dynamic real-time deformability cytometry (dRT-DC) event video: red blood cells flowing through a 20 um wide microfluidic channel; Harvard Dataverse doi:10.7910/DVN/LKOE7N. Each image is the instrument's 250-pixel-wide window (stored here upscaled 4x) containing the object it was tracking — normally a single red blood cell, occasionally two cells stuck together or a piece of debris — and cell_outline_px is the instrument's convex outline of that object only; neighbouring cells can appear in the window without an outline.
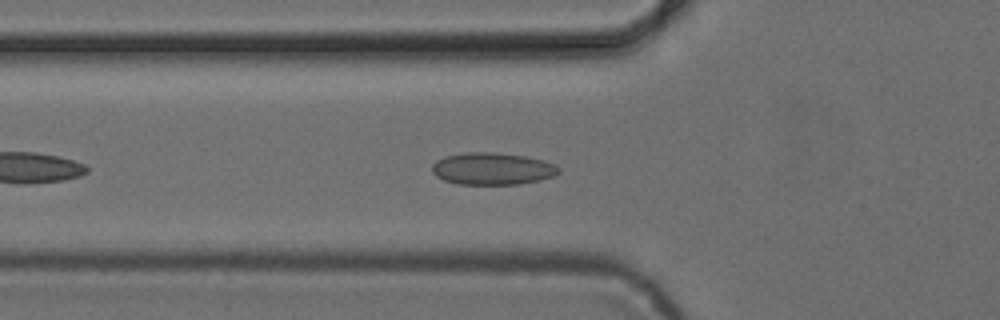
{"species": "common noctule bat (a hibernating species)", "species_latin": "Nyctalus noctula", "temperature_condition": "cold", "stored_images_in_passage": 41, "camera_frame_rate_fps": 3000, "um_per_image_px": 0.085, "animal": {"sex": "female", "body_mass_g": 24.6, "forearm_length_mm": 56.2}, "frame": {"image": 1, "passage_image": 7, "time_ms": 2.0, "image_size_px": [1000, 320], "cell_outline_px": [[560, 172], [552, 176], [540, 180], [516, 184], [460, 184], [444, 180], [436, 176], [432, 172], [432, 164], [436, 160], [444, 156], [464, 152], [492, 152], [524, 156], [544, 160], [556, 164], [560, 168]], "centroid_in_image_um": [41.84, 14.33], "position_along_channel_um": 84.0, "area_um2": 23.76}}
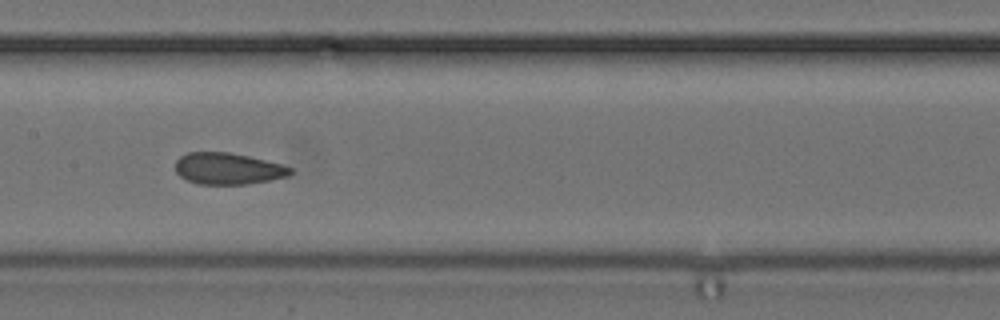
{"frame": {"image": 2, "passage_image": 15, "time_ms": 4.667, "image_size_px": [1000, 320], "cell_outline_px": [[292, 172], [288, 176], [268, 180], [244, 184], [200, 184], [188, 180], [180, 176], [176, 172], [176, 160], [180, 156], [188, 152], [228, 152], [248, 156], [284, 164], [292, 168]], "centroid_in_image_um": [19.38, 14.32], "position_along_channel_um": 188.0, "area_um2": 21.04}}
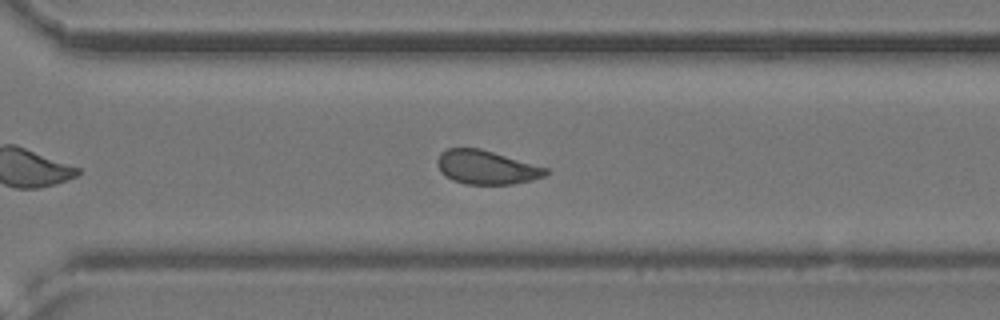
{"frame": {"image": 3, "passage_image": 26, "time_ms": 8.333, "image_size_px": [1000, 320], "cell_outline_px": [[548, 172], [544, 176], [532, 180], [512, 184], [464, 184], [452, 180], [444, 176], [440, 172], [436, 164], [436, 160], [440, 152], [448, 148], [480, 148], [548, 168]], "centroid_in_image_um": [41.29, 14.22], "position_along_channel_um": 329.3, "area_um2": 21.5}, "authors_computed_cell_mechanics": {"area_um2": 21.675, "velocity_mm_per_s": 3.8718, "shape_relaxation_time_tau1_ms": null, "shape_relaxation_time_tau2_ms": 1.119, "deformation_change_tau1": null, "deformation_change_tau2": 0.0591}}